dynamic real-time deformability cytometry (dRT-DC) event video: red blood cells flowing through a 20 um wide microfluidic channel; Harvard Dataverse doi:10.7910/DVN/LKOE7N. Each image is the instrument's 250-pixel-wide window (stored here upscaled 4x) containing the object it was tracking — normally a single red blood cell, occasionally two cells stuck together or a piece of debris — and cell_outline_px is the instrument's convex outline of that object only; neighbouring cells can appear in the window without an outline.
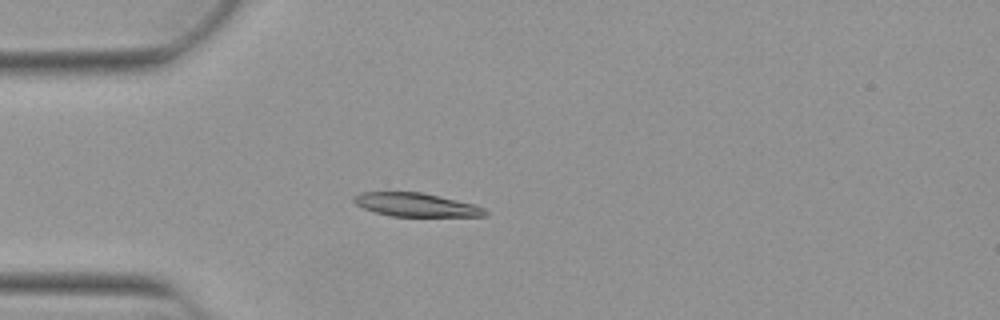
{"species": "Egyptian fruit bat (a non-hibernating species)", "species_latin": "Rousettus aegyptiacus", "temperature_condition": "warm", "stored_images_in_passage": 46, "camera_frame_rate_fps": 3000, "um_per_image_px": 0.085, "animal": {"sex": "female"}, "frame": {"image": 1, "passage_image": 15, "time_ms": 4.667, "image_size_px": [1000, 320], "cell_outline_px": [[488, 212], [484, 216], [392, 216], [376, 212], [364, 208], [356, 204], [352, 200], [352, 196], [360, 192], [420, 192], [476, 204], [484, 208]], "centroid_in_image_um": [35.35, 17.4], "position_along_channel_um": 49.6, "area_um2": 17.92}}
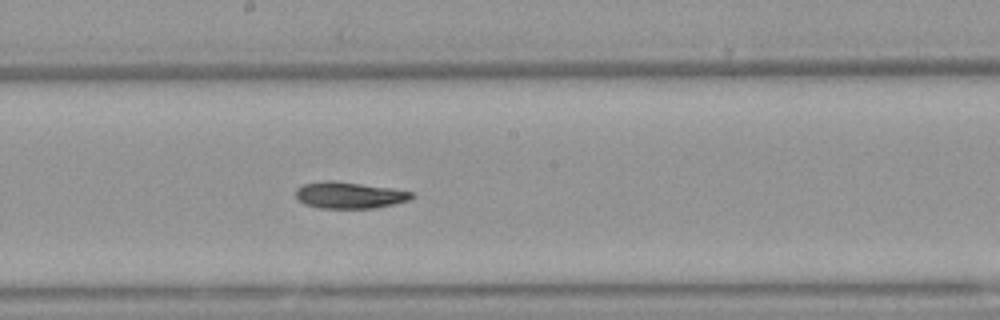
{"frame": {"image": 2, "passage_image": 29, "time_ms": 9.333, "image_size_px": [1000, 320], "cell_outline_px": [[416, 196], [408, 200], [376, 208], [320, 208], [304, 204], [296, 196], [296, 188], [304, 184], [324, 180], [332, 180], [392, 188], [416, 192]], "centroid_in_image_um": [29.72, 16.58], "position_along_channel_um": 218.5, "area_um2": 17.98}}
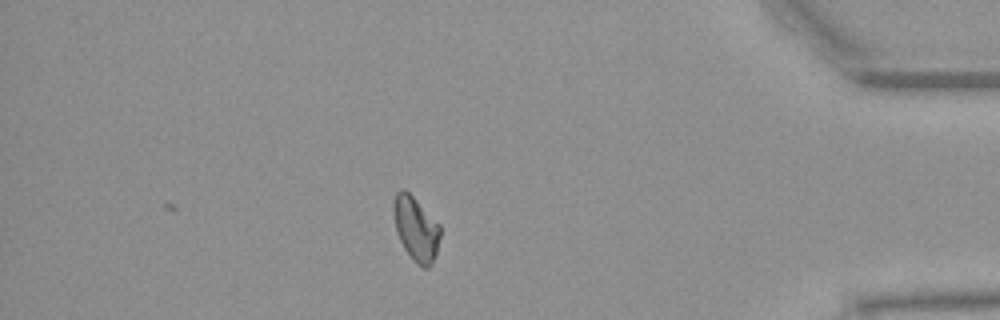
{"frame": {"image": 3, "passage_image": 46, "time_ms": 15.0, "image_size_px": [1000, 320], "cell_outline_px": [[440, 236], [436, 252], [432, 264], [428, 268], [420, 268], [412, 260], [404, 248], [396, 232], [392, 212], [392, 204], [396, 192], [400, 188], [404, 188], [440, 224]], "centroid_in_image_um": [35.33, 19.44], "position_along_channel_um": 399.9, "area_um2": 17.69}, "authors_computed_cell_mechanics": {"area_um2": 17.8313, "velocity_mm_per_s": 3.8878, "shape_relaxation_time_tau1_ms": 7.3825, "shape_relaxation_time_tau2_ms": null, "deformation_change_tau1": 0.1959, "deformation_change_tau2": null}}